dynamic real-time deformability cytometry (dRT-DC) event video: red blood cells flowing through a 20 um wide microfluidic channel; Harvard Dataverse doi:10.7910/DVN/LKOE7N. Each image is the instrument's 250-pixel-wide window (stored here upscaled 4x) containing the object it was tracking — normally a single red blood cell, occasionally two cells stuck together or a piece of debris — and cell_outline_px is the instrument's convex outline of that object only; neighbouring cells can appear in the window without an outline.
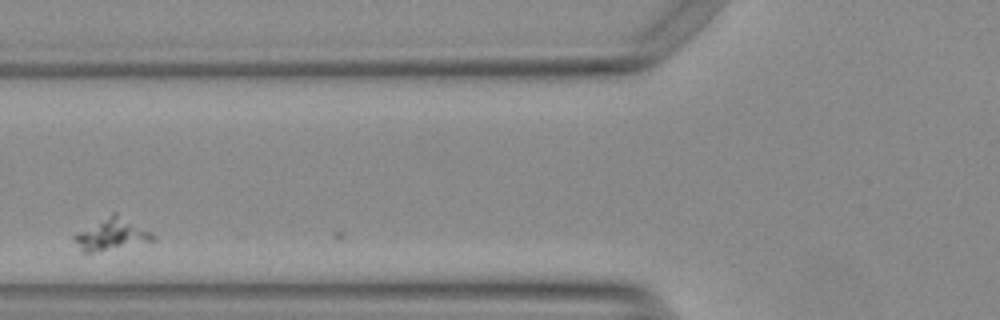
{"species": "Egyptian fruit bat (a non-hibernating species)", "species_latin": "Rousettus aegyptiacus", "temperature_condition": "warm", "stored_images_in_passage": 7, "camera_frame_rate_fps": 3000, "um_per_image_px": 0.085, "animal": {"sex": "female"}, "frame": {"image": 1, "passage_image": 6, "time_ms": 1.667, "image_size_px": [1000, 320], "cell_outline_px": [[160, 236], [156, 240], [92, 252], [84, 252], [72, 240], [72, 236], [112, 212], [116, 212]], "centroid_in_image_um": [9.54, 19.89], "position_along_channel_um": 116.3, "area_um2": 14.45}}